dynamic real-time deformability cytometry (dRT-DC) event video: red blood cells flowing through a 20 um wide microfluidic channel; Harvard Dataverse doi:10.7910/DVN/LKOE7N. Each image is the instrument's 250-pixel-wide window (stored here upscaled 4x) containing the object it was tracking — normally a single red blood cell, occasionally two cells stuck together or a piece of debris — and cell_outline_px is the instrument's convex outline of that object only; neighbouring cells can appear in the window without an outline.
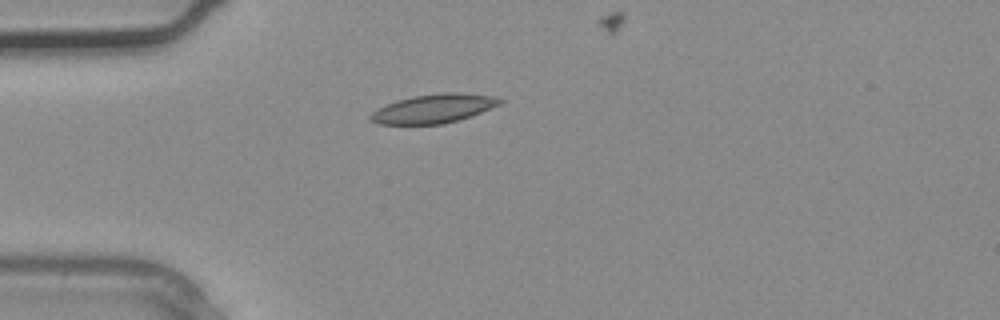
{"species": "common noctule bat (a hibernating species)", "species_latin": "Nyctalus noctula", "temperature_condition": "warm", "stored_images_in_passage": 3, "camera_frame_rate_fps": 3000, "um_per_image_px": 0.085, "animal": {"sex": "male", "body_mass_g": 20.4}, "frame": {"image": 1, "passage_image": 3, "time_ms": 0.667, "image_size_px": [1000, 320], "cell_outline_px": [[504, 100], [500, 104], [472, 116], [444, 124], [380, 124], [372, 120], [368, 116], [376, 108], [396, 100], [412, 96], [444, 92], [460, 92], [492, 96]], "centroid_in_image_um": [36.85, 9.22], "position_along_channel_um": 48.1, "area_um2": 21.85}}